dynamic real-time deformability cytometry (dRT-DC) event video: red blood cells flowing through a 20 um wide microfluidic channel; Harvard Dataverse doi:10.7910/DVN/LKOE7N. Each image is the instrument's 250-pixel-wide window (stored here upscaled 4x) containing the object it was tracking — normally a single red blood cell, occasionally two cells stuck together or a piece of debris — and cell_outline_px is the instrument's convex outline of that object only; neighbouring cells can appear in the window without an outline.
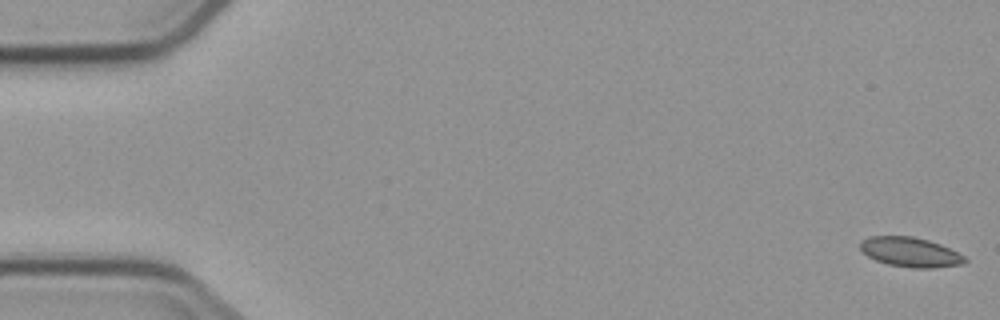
{"species": "common noctule bat (a hibernating species)", "species_latin": "Nyctalus noctula", "temperature_condition": "cold", "stored_images_in_passage": 5, "camera_frame_rate_fps": 3000, "um_per_image_px": 0.085, "animal": {"sex": "male", "body_mass_g": 23.1, "forearm_length_mm": 52.7}, "frame": {"image": 1, "passage_image": 1, "time_ms": 0.0, "image_size_px": [1000, 320], "cell_outline_px": [[968, 260], [964, 264], [932, 268], [912, 268], [888, 264], [876, 260], [868, 256], [860, 248], [860, 240], [868, 236], [912, 236], [928, 240], [940, 244], [964, 256]], "centroid_in_image_um": [77.36, 21.43], "position_along_channel_um": 7.6, "area_um2": 18.03}}
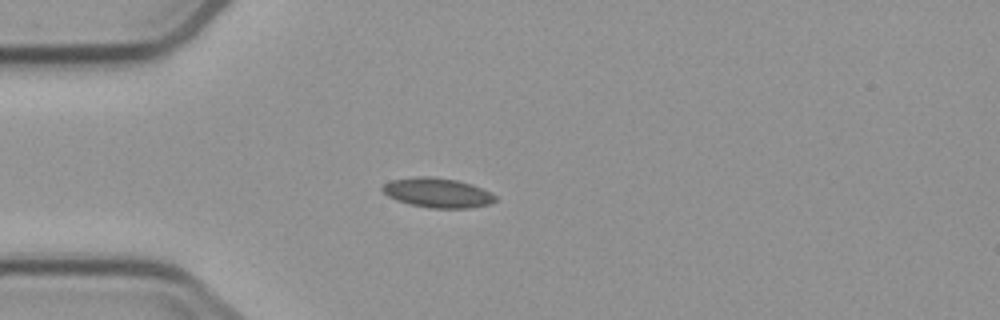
{"frame": {"image": 2, "passage_image": 5, "time_ms": 4.667, "image_size_px": [1000, 320], "cell_outline_px": [[496, 200], [492, 204], [468, 208], [428, 208], [408, 204], [396, 200], [388, 196], [380, 188], [384, 184], [392, 180], [416, 176], [428, 176], [456, 180], [472, 184], [492, 192], [496, 196]], "centroid_in_image_um": [37.21, 16.39], "position_along_channel_um": 47.8, "area_um2": 19.65}}